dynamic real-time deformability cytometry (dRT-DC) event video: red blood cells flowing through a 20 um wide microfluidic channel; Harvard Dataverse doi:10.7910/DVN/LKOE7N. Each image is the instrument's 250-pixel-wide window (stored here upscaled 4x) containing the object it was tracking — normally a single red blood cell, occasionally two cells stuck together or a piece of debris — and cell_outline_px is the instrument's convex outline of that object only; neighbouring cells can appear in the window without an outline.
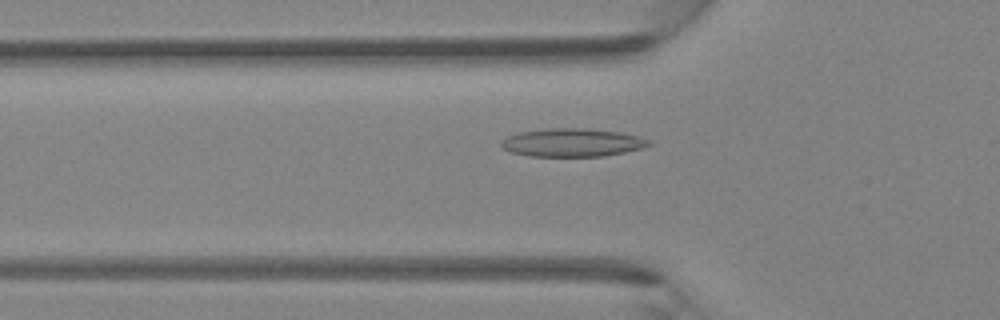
{"species": "Egyptian fruit bat (a non-hibernating species)", "species_latin": "Rousettus aegyptiacus", "temperature_condition": "room temperature", "stored_images_in_passage": 34, "camera_frame_rate_fps": 3000, "um_per_image_px": 0.085, "animal": {"sex": "female"}, "frame": {"image": 1, "passage_image": 4, "time_ms": 1.0, "image_size_px": [1000, 320], "cell_outline_px": [[652, 144], [644, 148], [604, 156], [528, 156], [512, 152], [504, 148], [500, 144], [500, 140], [508, 136], [520, 132], [552, 128], [580, 128], [620, 132], [652, 140]], "centroid_in_image_um": [48.66, 12.12], "position_along_channel_um": 77.1, "area_um2": 24.16}}
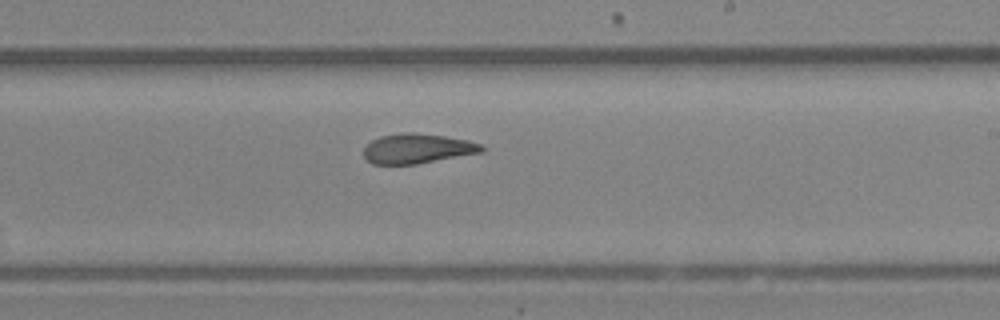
{"frame": {"image": 2, "passage_image": 16, "time_ms": 5.0, "image_size_px": [1000, 320], "cell_outline_px": [[484, 152], [416, 164], [372, 164], [364, 156], [364, 148], [372, 140], [380, 136], [400, 132], [412, 132], [444, 136], [468, 140], [480, 144], [484, 148]], "centroid_in_image_um": [35.47, 12.62], "position_along_channel_um": 253.5, "area_um2": 20.46}}
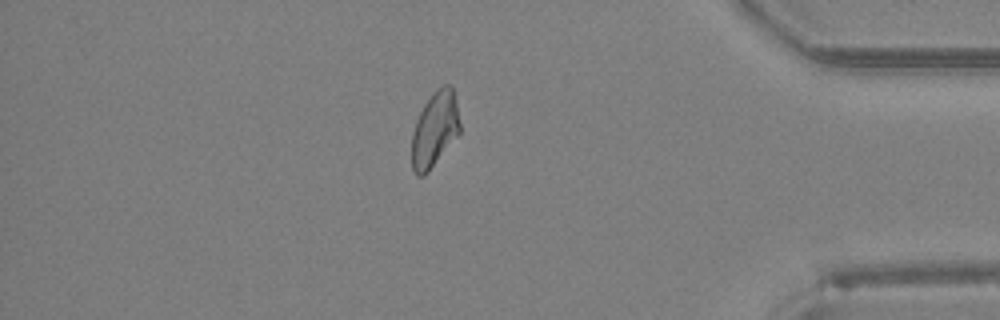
{"frame": {"image": 3, "passage_image": 28, "time_ms": 9.0, "image_size_px": [1000, 320], "cell_outline_px": [[460, 132], [428, 172], [424, 176], [416, 176], [412, 168], [412, 132], [416, 120], [424, 104], [432, 92], [436, 88], [444, 84], [452, 84], [456, 100], [460, 124]], "centroid_in_image_um": [36.95, 10.97], "position_along_channel_um": 398.3, "area_um2": 21.21}}